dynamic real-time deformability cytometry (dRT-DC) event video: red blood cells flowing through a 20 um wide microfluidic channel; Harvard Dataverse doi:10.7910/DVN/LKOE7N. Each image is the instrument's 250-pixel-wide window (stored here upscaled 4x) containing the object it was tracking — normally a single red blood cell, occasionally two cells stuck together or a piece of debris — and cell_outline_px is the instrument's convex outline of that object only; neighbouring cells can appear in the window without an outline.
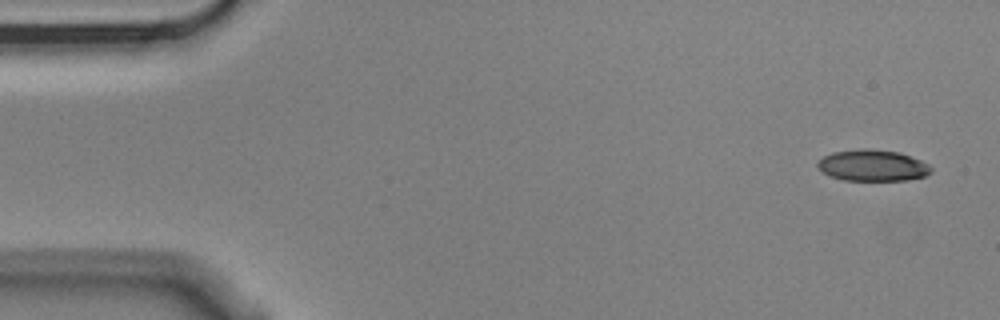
{"species": "Egyptian fruit bat (a non-hibernating species)", "species_latin": "Rousettus aegyptiacus", "temperature_condition": "cold", "stored_images_in_passage": 5, "camera_frame_rate_fps": 3000, "um_per_image_px": 0.085, "animal": {"sex": "male"}, "frame": {"image": 1, "passage_image": 1, "time_ms": 0.0, "image_size_px": [1000, 320], "cell_outline_px": [[932, 172], [924, 176], [908, 180], [844, 180], [828, 176], [816, 168], [816, 164], [824, 156], [832, 152], [864, 148], [900, 152], [920, 160], [928, 164], [932, 168]], "centroid_in_image_um": [74.15, 14.07], "position_along_channel_um": 10.9, "area_um2": 20.81}}
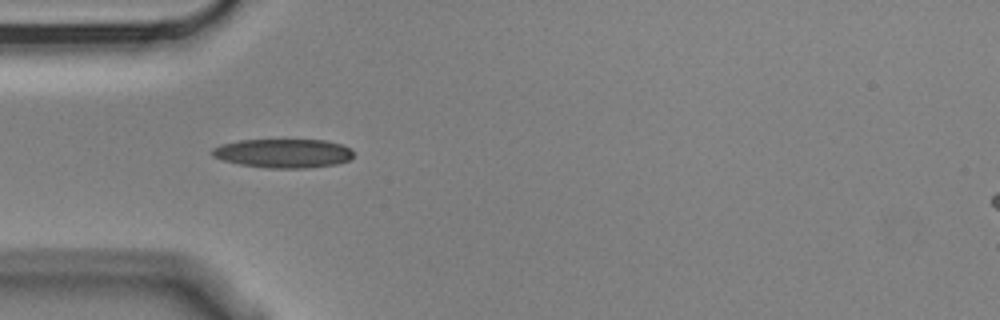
{"frame": {"image": 2, "passage_image": 4, "time_ms": 1.0, "image_size_px": [1000, 320], "cell_outline_px": [[352, 156], [348, 160], [336, 164], [304, 168], [268, 168], [240, 164], [224, 160], [212, 156], [212, 148], [220, 144], [240, 140], [324, 140], [344, 144], [352, 148]], "centroid_in_image_um": [24.09, 13.02], "position_along_channel_um": 60.9, "area_um2": 23.81}}
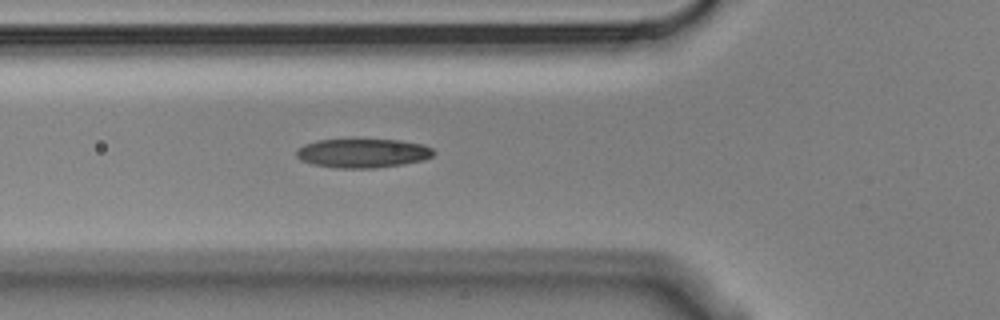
{"frame": {"image": 3, "passage_image": 5, "time_ms": 1.333, "image_size_px": [1000, 320], "cell_outline_px": [[436, 152], [432, 156], [424, 160], [404, 164], [376, 168], [336, 168], [312, 164], [300, 160], [296, 156], [296, 148], [304, 144], [316, 140], [400, 140], [420, 144], [432, 148]], "centroid_in_image_um": [30.81, 13.03], "position_along_channel_um": 95.0, "area_um2": 23.29}}